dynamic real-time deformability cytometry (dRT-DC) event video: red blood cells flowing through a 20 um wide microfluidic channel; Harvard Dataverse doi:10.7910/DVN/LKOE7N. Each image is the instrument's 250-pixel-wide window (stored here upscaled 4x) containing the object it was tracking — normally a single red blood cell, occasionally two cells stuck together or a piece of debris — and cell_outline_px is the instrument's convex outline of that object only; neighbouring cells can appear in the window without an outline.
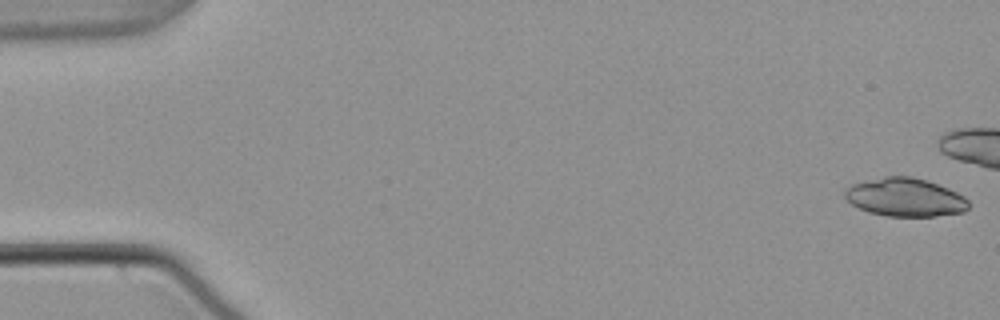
{"species": "common noctule bat (a hibernating species)", "species_latin": "Nyctalus noctula", "temperature_condition": "warm", "stored_images_in_passage": 46, "camera_frame_rate_fps": 3000, "um_per_image_px": 0.085, "animal": {"sex": "male", "body_mass_g": 21.5, "forearm_length_mm": 52.0}, "frame": {"image": 1, "passage_image": 1, "time_ms": 0.0, "image_size_px": [1000, 320], "cell_outline_px": [[968, 208], [964, 212], [936, 216], [888, 216], [868, 212], [852, 204], [844, 196], [844, 188], [852, 184], [884, 176], [912, 176], [928, 180], [948, 188], [964, 196], [968, 200]], "centroid_in_image_um": [76.94, 16.76], "position_along_channel_um": 8.1, "area_um2": 27.74}}